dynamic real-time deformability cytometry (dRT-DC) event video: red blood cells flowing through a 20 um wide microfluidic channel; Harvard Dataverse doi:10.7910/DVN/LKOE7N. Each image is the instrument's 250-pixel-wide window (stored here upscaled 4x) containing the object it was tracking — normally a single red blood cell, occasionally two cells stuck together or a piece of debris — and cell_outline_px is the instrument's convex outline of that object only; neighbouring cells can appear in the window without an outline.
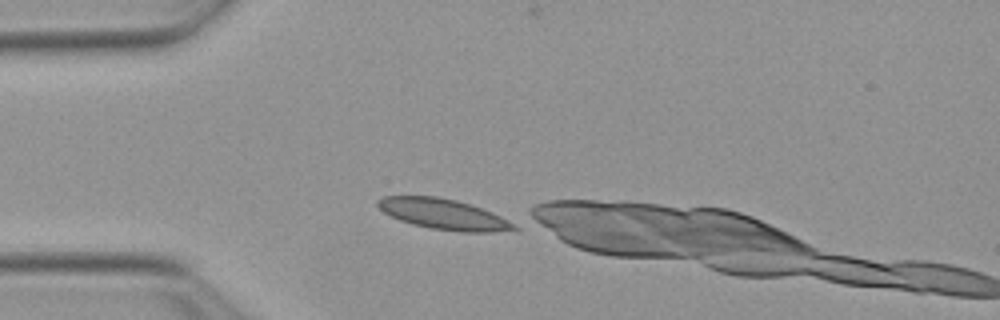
{"species": "Egyptian fruit bat (a non-hibernating species)", "species_latin": "Rousettus aegyptiacus", "temperature_condition": "warm", "stored_images_in_passage": 3, "camera_frame_rate_fps": 3000, "um_per_image_px": 0.085, "animal": {"sex": "female"}, "frame": {"image": 1, "passage_image": 1, "time_ms": 0.0, "image_size_px": [1000, 320], "cell_outline_px": [[520, 228], [516, 232], [460, 232], [432, 228], [412, 224], [400, 220], [384, 212], [376, 204], [376, 200], [384, 196], [436, 196], [456, 200], [492, 212], [520, 224]], "centroid_in_image_um": [37.82, 18.23], "position_along_channel_um": 47.2, "area_um2": 24.57}}